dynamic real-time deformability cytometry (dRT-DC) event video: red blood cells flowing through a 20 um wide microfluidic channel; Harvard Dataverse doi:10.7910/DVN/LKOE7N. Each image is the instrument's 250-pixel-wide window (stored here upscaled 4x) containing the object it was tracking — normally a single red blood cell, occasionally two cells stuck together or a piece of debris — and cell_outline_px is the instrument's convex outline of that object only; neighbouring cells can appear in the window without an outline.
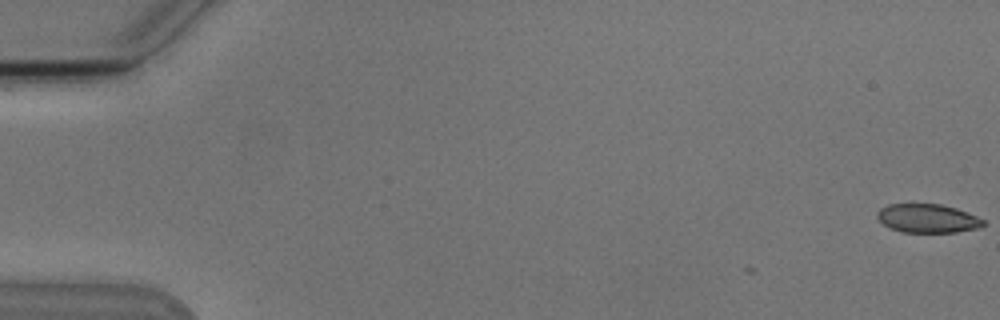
{"species": "Egyptian fruit bat (a non-hibernating species)", "species_latin": "Rousettus aegyptiacus", "temperature_condition": "cold", "stored_images_in_passage": 4, "camera_frame_rate_fps": 3000, "um_per_image_px": 0.085, "animal": {"sex": "male"}, "frame": {"image": 1, "passage_image": 1, "time_ms": 0.0, "image_size_px": [1000, 320], "cell_outline_px": [[984, 224], [980, 228], [956, 232], [900, 232], [888, 228], [876, 216], [876, 212], [880, 208], [888, 204], [940, 204], [956, 208], [968, 212], [984, 220]], "centroid_in_image_um": [78.83, 18.56], "position_along_channel_um": 6.2, "area_um2": 17.86}}